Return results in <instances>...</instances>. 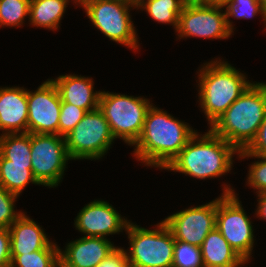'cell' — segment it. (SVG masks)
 <instances>
[{"label": "cell", "instance_id": "cell-34", "mask_svg": "<svg viewBox=\"0 0 266 267\" xmlns=\"http://www.w3.org/2000/svg\"><path fill=\"white\" fill-rule=\"evenodd\" d=\"M257 216L266 219V192L258 194Z\"/></svg>", "mask_w": 266, "mask_h": 267}, {"label": "cell", "instance_id": "cell-24", "mask_svg": "<svg viewBox=\"0 0 266 267\" xmlns=\"http://www.w3.org/2000/svg\"><path fill=\"white\" fill-rule=\"evenodd\" d=\"M155 21L169 23L176 29L183 5L180 0H149L141 6Z\"/></svg>", "mask_w": 266, "mask_h": 267}, {"label": "cell", "instance_id": "cell-7", "mask_svg": "<svg viewBox=\"0 0 266 267\" xmlns=\"http://www.w3.org/2000/svg\"><path fill=\"white\" fill-rule=\"evenodd\" d=\"M244 211L234 190L228 185L224 187L222 196L217 198L216 228L242 259L248 262L253 250L254 233Z\"/></svg>", "mask_w": 266, "mask_h": 267}, {"label": "cell", "instance_id": "cell-22", "mask_svg": "<svg viewBox=\"0 0 266 267\" xmlns=\"http://www.w3.org/2000/svg\"><path fill=\"white\" fill-rule=\"evenodd\" d=\"M0 153L12 163L31 164L30 133L1 134Z\"/></svg>", "mask_w": 266, "mask_h": 267}, {"label": "cell", "instance_id": "cell-35", "mask_svg": "<svg viewBox=\"0 0 266 267\" xmlns=\"http://www.w3.org/2000/svg\"><path fill=\"white\" fill-rule=\"evenodd\" d=\"M227 0H201L200 6L202 7H214V8H224L225 2Z\"/></svg>", "mask_w": 266, "mask_h": 267}, {"label": "cell", "instance_id": "cell-21", "mask_svg": "<svg viewBox=\"0 0 266 267\" xmlns=\"http://www.w3.org/2000/svg\"><path fill=\"white\" fill-rule=\"evenodd\" d=\"M29 182L40 185L32 174L31 164L12 163L0 153V185L19 196Z\"/></svg>", "mask_w": 266, "mask_h": 267}, {"label": "cell", "instance_id": "cell-33", "mask_svg": "<svg viewBox=\"0 0 266 267\" xmlns=\"http://www.w3.org/2000/svg\"><path fill=\"white\" fill-rule=\"evenodd\" d=\"M11 247L8 228H0V267H10Z\"/></svg>", "mask_w": 266, "mask_h": 267}, {"label": "cell", "instance_id": "cell-17", "mask_svg": "<svg viewBox=\"0 0 266 267\" xmlns=\"http://www.w3.org/2000/svg\"><path fill=\"white\" fill-rule=\"evenodd\" d=\"M9 232L11 254H27L45 247H58L47 238L44 230L23 212L11 224Z\"/></svg>", "mask_w": 266, "mask_h": 267}, {"label": "cell", "instance_id": "cell-28", "mask_svg": "<svg viewBox=\"0 0 266 267\" xmlns=\"http://www.w3.org/2000/svg\"><path fill=\"white\" fill-rule=\"evenodd\" d=\"M87 112L70 103H61L59 117V135L67 136L81 121Z\"/></svg>", "mask_w": 266, "mask_h": 267}, {"label": "cell", "instance_id": "cell-2", "mask_svg": "<svg viewBox=\"0 0 266 267\" xmlns=\"http://www.w3.org/2000/svg\"><path fill=\"white\" fill-rule=\"evenodd\" d=\"M266 115V83H252L210 126L238 152L254 140Z\"/></svg>", "mask_w": 266, "mask_h": 267}, {"label": "cell", "instance_id": "cell-30", "mask_svg": "<svg viewBox=\"0 0 266 267\" xmlns=\"http://www.w3.org/2000/svg\"><path fill=\"white\" fill-rule=\"evenodd\" d=\"M18 195L7 191L0 185V228H10L11 224L22 214L15 212L14 202Z\"/></svg>", "mask_w": 266, "mask_h": 267}, {"label": "cell", "instance_id": "cell-9", "mask_svg": "<svg viewBox=\"0 0 266 267\" xmlns=\"http://www.w3.org/2000/svg\"><path fill=\"white\" fill-rule=\"evenodd\" d=\"M83 8L88 18L105 36L131 49H138L136 30L129 14L130 3L121 0H89Z\"/></svg>", "mask_w": 266, "mask_h": 267}, {"label": "cell", "instance_id": "cell-32", "mask_svg": "<svg viewBox=\"0 0 266 267\" xmlns=\"http://www.w3.org/2000/svg\"><path fill=\"white\" fill-rule=\"evenodd\" d=\"M96 267H129L126 250L116 247Z\"/></svg>", "mask_w": 266, "mask_h": 267}, {"label": "cell", "instance_id": "cell-40", "mask_svg": "<svg viewBox=\"0 0 266 267\" xmlns=\"http://www.w3.org/2000/svg\"><path fill=\"white\" fill-rule=\"evenodd\" d=\"M57 267H65L60 262L58 263Z\"/></svg>", "mask_w": 266, "mask_h": 267}, {"label": "cell", "instance_id": "cell-5", "mask_svg": "<svg viewBox=\"0 0 266 267\" xmlns=\"http://www.w3.org/2000/svg\"><path fill=\"white\" fill-rule=\"evenodd\" d=\"M151 105L143 97L102 91L98 108L107 120L113 137L134 145L143 131L146 113Z\"/></svg>", "mask_w": 266, "mask_h": 267}, {"label": "cell", "instance_id": "cell-23", "mask_svg": "<svg viewBox=\"0 0 266 267\" xmlns=\"http://www.w3.org/2000/svg\"><path fill=\"white\" fill-rule=\"evenodd\" d=\"M59 247H45L27 254H11L10 267H57Z\"/></svg>", "mask_w": 266, "mask_h": 267}, {"label": "cell", "instance_id": "cell-38", "mask_svg": "<svg viewBox=\"0 0 266 267\" xmlns=\"http://www.w3.org/2000/svg\"><path fill=\"white\" fill-rule=\"evenodd\" d=\"M260 2H261V5H262L264 11L266 12V0H260Z\"/></svg>", "mask_w": 266, "mask_h": 267}, {"label": "cell", "instance_id": "cell-31", "mask_svg": "<svg viewBox=\"0 0 266 267\" xmlns=\"http://www.w3.org/2000/svg\"><path fill=\"white\" fill-rule=\"evenodd\" d=\"M238 153H251L257 156L266 157V115L254 140L245 150L239 151Z\"/></svg>", "mask_w": 266, "mask_h": 267}, {"label": "cell", "instance_id": "cell-18", "mask_svg": "<svg viewBox=\"0 0 266 267\" xmlns=\"http://www.w3.org/2000/svg\"><path fill=\"white\" fill-rule=\"evenodd\" d=\"M51 80L59 91L61 102L73 104L86 112L98 109L101 91L94 92L92 79L70 74Z\"/></svg>", "mask_w": 266, "mask_h": 267}, {"label": "cell", "instance_id": "cell-8", "mask_svg": "<svg viewBox=\"0 0 266 267\" xmlns=\"http://www.w3.org/2000/svg\"><path fill=\"white\" fill-rule=\"evenodd\" d=\"M114 137L103 113L87 112L76 127L65 136L71 160L100 159L110 149Z\"/></svg>", "mask_w": 266, "mask_h": 267}, {"label": "cell", "instance_id": "cell-41", "mask_svg": "<svg viewBox=\"0 0 266 267\" xmlns=\"http://www.w3.org/2000/svg\"><path fill=\"white\" fill-rule=\"evenodd\" d=\"M121 1H124V2L130 3L132 0H121Z\"/></svg>", "mask_w": 266, "mask_h": 267}, {"label": "cell", "instance_id": "cell-15", "mask_svg": "<svg viewBox=\"0 0 266 267\" xmlns=\"http://www.w3.org/2000/svg\"><path fill=\"white\" fill-rule=\"evenodd\" d=\"M115 248L107 238L84 236L60 249L59 260L65 267H96Z\"/></svg>", "mask_w": 266, "mask_h": 267}, {"label": "cell", "instance_id": "cell-39", "mask_svg": "<svg viewBox=\"0 0 266 267\" xmlns=\"http://www.w3.org/2000/svg\"><path fill=\"white\" fill-rule=\"evenodd\" d=\"M87 1H89V0H75L74 3L78 2L82 6Z\"/></svg>", "mask_w": 266, "mask_h": 267}, {"label": "cell", "instance_id": "cell-16", "mask_svg": "<svg viewBox=\"0 0 266 267\" xmlns=\"http://www.w3.org/2000/svg\"><path fill=\"white\" fill-rule=\"evenodd\" d=\"M0 130L28 133L27 90L23 87L0 88Z\"/></svg>", "mask_w": 266, "mask_h": 267}, {"label": "cell", "instance_id": "cell-26", "mask_svg": "<svg viewBox=\"0 0 266 267\" xmlns=\"http://www.w3.org/2000/svg\"><path fill=\"white\" fill-rule=\"evenodd\" d=\"M30 0H0V26L23 25L24 18L29 15Z\"/></svg>", "mask_w": 266, "mask_h": 267}, {"label": "cell", "instance_id": "cell-12", "mask_svg": "<svg viewBox=\"0 0 266 267\" xmlns=\"http://www.w3.org/2000/svg\"><path fill=\"white\" fill-rule=\"evenodd\" d=\"M28 133L59 135L61 97L52 80L27 91Z\"/></svg>", "mask_w": 266, "mask_h": 267}, {"label": "cell", "instance_id": "cell-37", "mask_svg": "<svg viewBox=\"0 0 266 267\" xmlns=\"http://www.w3.org/2000/svg\"><path fill=\"white\" fill-rule=\"evenodd\" d=\"M146 1H149V0H146ZM130 4L132 7L139 9L143 4H145V0H132Z\"/></svg>", "mask_w": 266, "mask_h": 267}, {"label": "cell", "instance_id": "cell-6", "mask_svg": "<svg viewBox=\"0 0 266 267\" xmlns=\"http://www.w3.org/2000/svg\"><path fill=\"white\" fill-rule=\"evenodd\" d=\"M157 229L148 230L129 222L130 250L126 252L129 267H172L175 239L161 221Z\"/></svg>", "mask_w": 266, "mask_h": 267}, {"label": "cell", "instance_id": "cell-27", "mask_svg": "<svg viewBox=\"0 0 266 267\" xmlns=\"http://www.w3.org/2000/svg\"><path fill=\"white\" fill-rule=\"evenodd\" d=\"M172 267H204L201 248L175 240Z\"/></svg>", "mask_w": 266, "mask_h": 267}, {"label": "cell", "instance_id": "cell-25", "mask_svg": "<svg viewBox=\"0 0 266 267\" xmlns=\"http://www.w3.org/2000/svg\"><path fill=\"white\" fill-rule=\"evenodd\" d=\"M224 7H226L225 16L227 25L232 32L233 27L231 24L232 22H230L229 19L230 16L237 19H246L252 18L260 12L264 21L266 22V12L264 11L260 0H227Z\"/></svg>", "mask_w": 266, "mask_h": 267}, {"label": "cell", "instance_id": "cell-13", "mask_svg": "<svg viewBox=\"0 0 266 267\" xmlns=\"http://www.w3.org/2000/svg\"><path fill=\"white\" fill-rule=\"evenodd\" d=\"M222 8L186 6L183 7L175 29L181 38L202 37L226 39L232 31L228 28L225 12ZM222 12V13H221Z\"/></svg>", "mask_w": 266, "mask_h": 267}, {"label": "cell", "instance_id": "cell-14", "mask_svg": "<svg viewBox=\"0 0 266 267\" xmlns=\"http://www.w3.org/2000/svg\"><path fill=\"white\" fill-rule=\"evenodd\" d=\"M75 227L88 237H102L126 229L129 221L106 201L94 200L83 207L75 219Z\"/></svg>", "mask_w": 266, "mask_h": 267}, {"label": "cell", "instance_id": "cell-19", "mask_svg": "<svg viewBox=\"0 0 266 267\" xmlns=\"http://www.w3.org/2000/svg\"><path fill=\"white\" fill-rule=\"evenodd\" d=\"M200 248L204 267H241L246 263L217 228L209 232Z\"/></svg>", "mask_w": 266, "mask_h": 267}, {"label": "cell", "instance_id": "cell-11", "mask_svg": "<svg viewBox=\"0 0 266 267\" xmlns=\"http://www.w3.org/2000/svg\"><path fill=\"white\" fill-rule=\"evenodd\" d=\"M217 199L192 207L162 220L175 240L201 247L210 231L216 228Z\"/></svg>", "mask_w": 266, "mask_h": 267}, {"label": "cell", "instance_id": "cell-10", "mask_svg": "<svg viewBox=\"0 0 266 267\" xmlns=\"http://www.w3.org/2000/svg\"><path fill=\"white\" fill-rule=\"evenodd\" d=\"M32 174L40 185L56 187L63 178L69 157L65 137L30 133Z\"/></svg>", "mask_w": 266, "mask_h": 267}, {"label": "cell", "instance_id": "cell-3", "mask_svg": "<svg viewBox=\"0 0 266 267\" xmlns=\"http://www.w3.org/2000/svg\"><path fill=\"white\" fill-rule=\"evenodd\" d=\"M238 151L211 130L199 137L196 132L165 168L199 178L220 177L229 172Z\"/></svg>", "mask_w": 266, "mask_h": 267}, {"label": "cell", "instance_id": "cell-4", "mask_svg": "<svg viewBox=\"0 0 266 267\" xmlns=\"http://www.w3.org/2000/svg\"><path fill=\"white\" fill-rule=\"evenodd\" d=\"M199 72L200 105L211 126L252 83L221 60L207 63Z\"/></svg>", "mask_w": 266, "mask_h": 267}, {"label": "cell", "instance_id": "cell-20", "mask_svg": "<svg viewBox=\"0 0 266 267\" xmlns=\"http://www.w3.org/2000/svg\"><path fill=\"white\" fill-rule=\"evenodd\" d=\"M69 0H30L29 21L34 26L58 29Z\"/></svg>", "mask_w": 266, "mask_h": 267}, {"label": "cell", "instance_id": "cell-29", "mask_svg": "<svg viewBox=\"0 0 266 267\" xmlns=\"http://www.w3.org/2000/svg\"><path fill=\"white\" fill-rule=\"evenodd\" d=\"M240 158L245 157H255L260 158V161L254 162L249 168V177H248V185L252 188L257 189L256 193H264L266 192V157L265 156H257L251 153H239Z\"/></svg>", "mask_w": 266, "mask_h": 267}, {"label": "cell", "instance_id": "cell-36", "mask_svg": "<svg viewBox=\"0 0 266 267\" xmlns=\"http://www.w3.org/2000/svg\"><path fill=\"white\" fill-rule=\"evenodd\" d=\"M180 2L184 7H186L200 5L201 0H180Z\"/></svg>", "mask_w": 266, "mask_h": 267}, {"label": "cell", "instance_id": "cell-1", "mask_svg": "<svg viewBox=\"0 0 266 267\" xmlns=\"http://www.w3.org/2000/svg\"><path fill=\"white\" fill-rule=\"evenodd\" d=\"M195 133L186 123L151 105L134 155L147 166L165 169Z\"/></svg>", "mask_w": 266, "mask_h": 267}]
</instances>
